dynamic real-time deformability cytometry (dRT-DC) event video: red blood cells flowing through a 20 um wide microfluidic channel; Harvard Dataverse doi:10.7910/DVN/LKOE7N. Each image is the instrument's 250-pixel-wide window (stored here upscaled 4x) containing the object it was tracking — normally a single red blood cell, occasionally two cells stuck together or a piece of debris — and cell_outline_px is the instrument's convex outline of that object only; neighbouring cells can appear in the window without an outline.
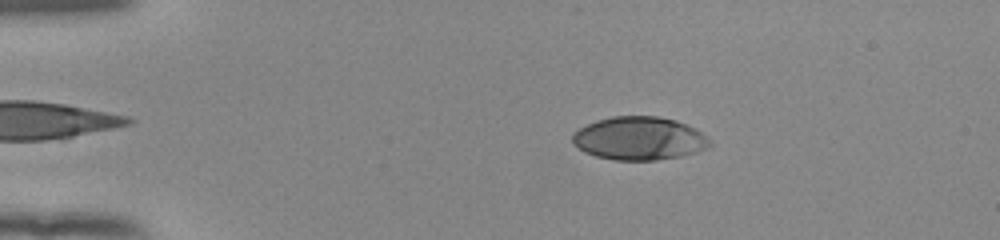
{"species": "human", "species_latin": "Homo sapiens", "temperature_condition": "room temperature", "stored_images_in_passage": 53, "camera_frame_rate_fps": 3000, "um_per_image_px": 0.085, "donor": {"sex": "female"}, "frame": {"image": 1, "passage_image": 10, "time_ms": 3.0, "image_size_px": [1000, 240], "cell_outline_px": [[712, 144], [708, 148], [696, 152], [680, 156], [656, 160], [616, 160], [596, 156], [584, 152], [572, 144], [572, 132], [596, 120], [612, 116], [656, 116], [676, 120], [696, 128], [712, 140]], "centroid_in_image_um": [54.34, 11.76], "position_along_channel_um": 30.7, "area_um2": 34.85}}
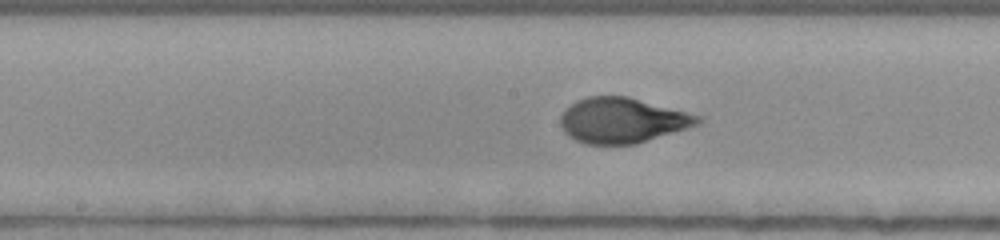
{"frame": {"image": 2, "passage_image": 28, "time_ms": 9.0, "image_size_px": [1000, 240], "cell_outline_px": [[704, 120], [700, 124], [688, 128], [636, 144], [584, 144], [576, 140], [564, 132], [560, 124], [560, 116], [576, 100], [588, 96], [628, 96], [700, 116]], "centroid_in_image_um": [52.9, 10.23], "position_along_channel_um": 195.3, "area_um2": 36.07}}
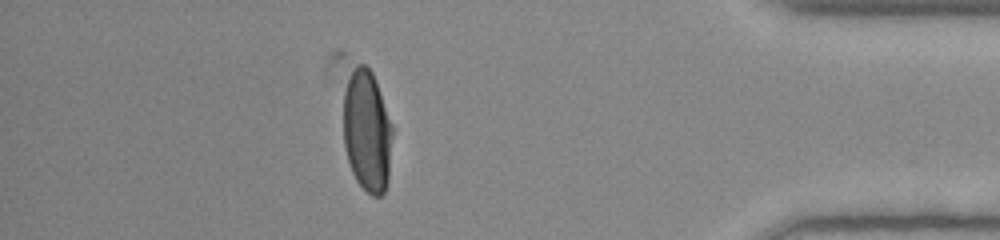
{"frame": {"image": 3, "passage_image": 47, "time_ms": 15.333, "image_size_px": [1000, 240], "cell_outline_px": [[392, 136], [388, 180], [384, 192], [380, 196], [372, 196], [356, 180], [352, 172], [348, 160], [344, 144], [344, 92], [348, 80], [352, 72], [360, 64], [364, 64], [372, 72], [392, 124]], "centroid_in_image_um": [31.2, 11.18], "position_along_channel_um": 404.0, "area_um2": 34.33}, "authors_computed_cell_mechanics": {"area_um2": 35.9516, "velocity_mm_per_s": 3.8795, "shape_relaxation_time_tau1_ms": 4.8051, "shape_relaxation_time_tau2_ms": null, "deformation_change_tau1": 0.2352, "deformation_change_tau2": null}}